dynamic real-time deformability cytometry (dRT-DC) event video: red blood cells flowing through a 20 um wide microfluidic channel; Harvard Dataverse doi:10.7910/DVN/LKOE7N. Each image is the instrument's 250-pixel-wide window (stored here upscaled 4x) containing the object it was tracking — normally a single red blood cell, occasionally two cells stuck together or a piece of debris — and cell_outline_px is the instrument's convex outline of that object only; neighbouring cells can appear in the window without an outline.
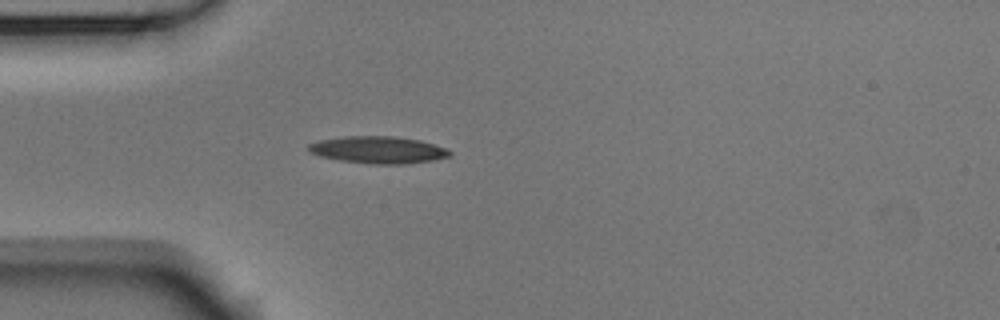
{"species": "Egyptian fruit bat (a non-hibernating species)", "species_latin": "Rousettus aegyptiacus", "temperature_condition": "room temperature", "stored_images_in_passage": 2, "camera_frame_rate_fps": 3000, "um_per_image_px": 0.085, "animal": {"sex": "male"}, "frame": {"image": 1, "passage_image": 2, "time_ms": 0.333, "image_size_px": [1000, 320], "cell_outline_px": [[452, 156], [432, 160], [404, 164], [372, 164], [340, 160], [320, 156], [308, 152], [308, 144], [320, 140], [344, 136], [392, 136], [420, 140], [448, 148], [452, 152]], "centroid_in_image_um": [32.16, 12.73], "position_along_channel_um": 52.8, "area_um2": 22.37}}